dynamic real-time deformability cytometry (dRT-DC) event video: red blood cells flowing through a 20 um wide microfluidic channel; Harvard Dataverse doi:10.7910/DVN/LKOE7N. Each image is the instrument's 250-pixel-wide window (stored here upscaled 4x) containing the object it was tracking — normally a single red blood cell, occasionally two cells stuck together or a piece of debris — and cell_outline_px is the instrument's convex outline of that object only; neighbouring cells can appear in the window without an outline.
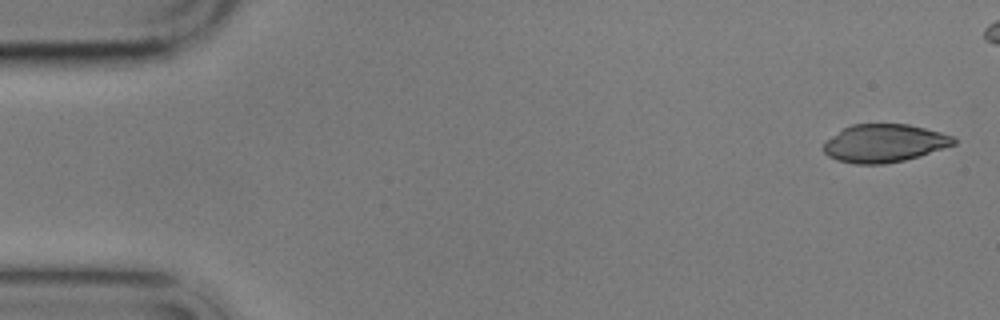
{"species": "common noctule bat (a hibernating species)", "species_latin": "Nyctalus noctula", "temperature_condition": "cold", "stored_images_in_passage": 6, "camera_frame_rate_fps": 3000, "um_per_image_px": 0.085, "animal": {"sex": "male", "body_mass_g": 17.9}, "frame": {"image": 1, "passage_image": 1, "time_ms": 0.0, "image_size_px": [1000, 320], "cell_outline_px": [[956, 144], [920, 156], [904, 160], [884, 164], [852, 164], [836, 160], [828, 156], [824, 152], [824, 144], [828, 140], [844, 128], [852, 124], [908, 124], [940, 132], [952, 136], [956, 140]], "centroid_in_image_um": [75.17, 12.18], "position_along_channel_um": 9.8, "area_um2": 28.67}}